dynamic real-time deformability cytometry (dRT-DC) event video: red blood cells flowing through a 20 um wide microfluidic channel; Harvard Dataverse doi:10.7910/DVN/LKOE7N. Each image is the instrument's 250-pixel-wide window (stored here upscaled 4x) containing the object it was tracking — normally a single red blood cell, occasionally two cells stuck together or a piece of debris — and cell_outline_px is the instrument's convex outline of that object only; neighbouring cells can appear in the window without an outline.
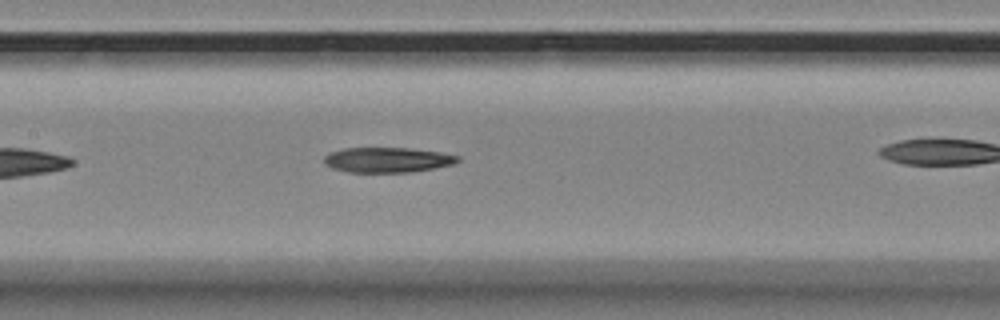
{"species": "Egyptian fruit bat (a non-hibernating species)", "species_latin": "Rousettus aegyptiacus", "temperature_condition": "room temperature", "stored_images_in_passage": 29, "camera_frame_rate_fps": 3000, "um_per_image_px": 0.085, "animal": {"sex": "female"}, "frame": {"image": 1, "passage_image": 13, "time_ms": 4.0, "image_size_px": [1000, 320], "cell_outline_px": [[460, 160], [456, 164], [408, 172], [348, 172], [332, 168], [324, 164], [324, 156], [328, 152], [344, 148], [408, 148], [440, 152], [460, 156]], "centroid_in_image_um": [32.91, 13.58], "position_along_channel_um": 174.5, "area_um2": 19.59}}